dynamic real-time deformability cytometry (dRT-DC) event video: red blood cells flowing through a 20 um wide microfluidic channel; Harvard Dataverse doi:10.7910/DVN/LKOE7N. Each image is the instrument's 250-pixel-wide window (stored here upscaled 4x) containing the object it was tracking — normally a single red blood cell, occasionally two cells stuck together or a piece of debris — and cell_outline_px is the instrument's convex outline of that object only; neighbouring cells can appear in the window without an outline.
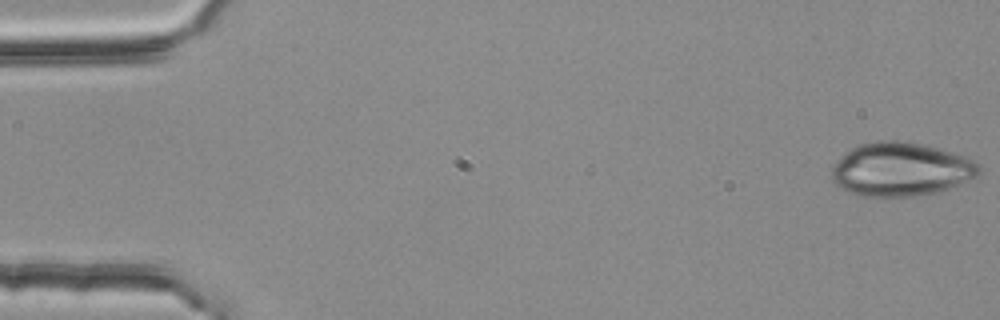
{"species": "common noctule bat (a hibernating species)", "species_latin": "Nyctalus noctula", "temperature_condition": "room temperature", "stored_images_in_passage": 54, "camera_frame_rate_fps": 3000, "um_per_image_px": 0.085, "animal": {"sex": "female", "body_mass_g": 25.1}, "frame": {"image": 1, "passage_image": 1, "time_ms": 0.0, "image_size_px": [1000, 320], "cell_outline_px": [[980, 172], [976, 176], [948, 188], [936, 192], [912, 196], [864, 196], [848, 192], [840, 188], [832, 180], [832, 168], [836, 160], [840, 156], [852, 148], [860, 144], [876, 140], [904, 140], [924, 144], [940, 148], [976, 160], [980, 164]], "centroid_in_image_um": [76.56, 14.37], "position_along_channel_um": 8.4, "area_um2": 46.18}}
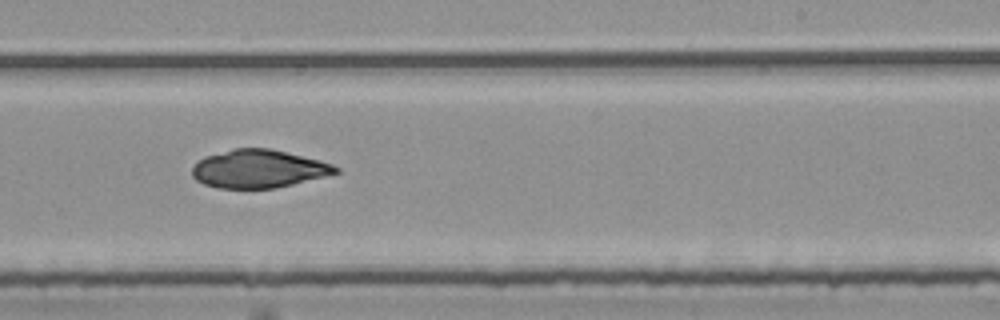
{"frame": {"image": 2, "passage_image": 33, "time_ms": 10.667, "image_size_px": [1000, 320], "cell_outline_px": [[340, 172], [276, 188], [216, 188], [204, 184], [196, 180], [192, 176], [192, 168], [196, 160], [204, 156], [232, 148], [268, 148], [320, 160], [332, 164], [340, 168]], "centroid_in_image_um": [21.93, 14.34], "position_along_channel_um": 267.1, "area_um2": 31.91}}
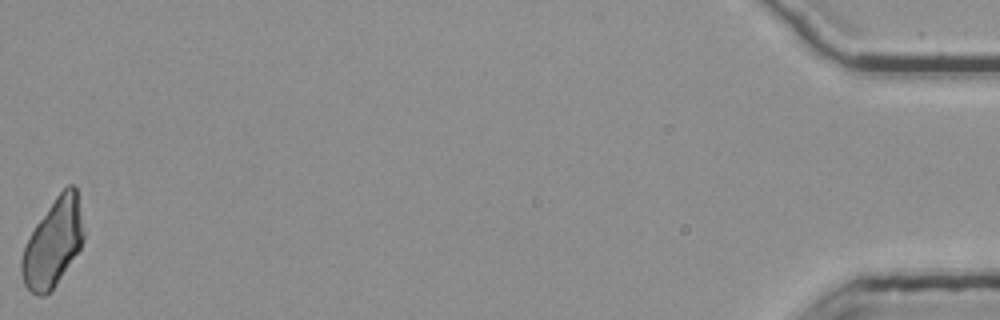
{"frame": {"image": 3, "passage_image": 54, "time_ms": 17.667, "image_size_px": [1000, 320], "cell_outline_px": [[84, 236], [80, 248], [56, 284], [44, 296], [36, 296], [24, 284], [20, 272], [20, 260], [24, 248], [36, 224], [56, 196], [68, 184], [72, 184], [76, 188], [84, 228]], "centroid_in_image_um": [4.5, 20.65], "position_along_channel_um": 430.7, "area_um2": 31.21}}